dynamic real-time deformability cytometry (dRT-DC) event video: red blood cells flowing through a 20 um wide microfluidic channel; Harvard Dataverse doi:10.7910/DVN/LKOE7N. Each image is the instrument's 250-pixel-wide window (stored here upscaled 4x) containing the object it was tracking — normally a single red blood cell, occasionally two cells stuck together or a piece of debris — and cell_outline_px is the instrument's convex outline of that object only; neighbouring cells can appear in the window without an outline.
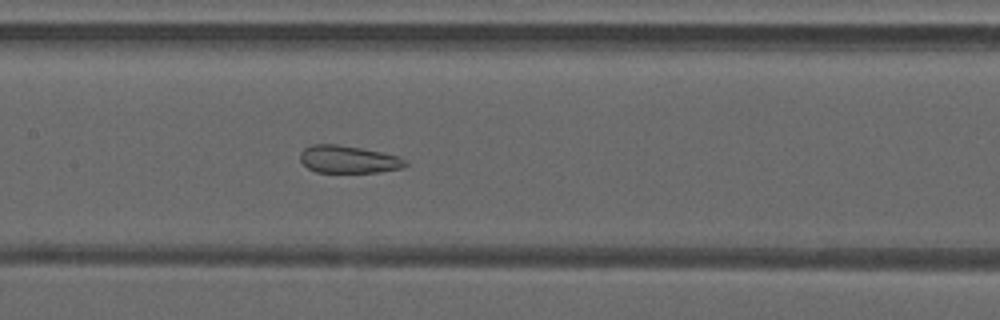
{"species": "common noctule bat (a hibernating species)", "species_latin": "Nyctalus noctula", "temperature_condition": "warm", "stored_images_in_passage": 38, "camera_frame_rate_fps": 3000, "um_per_image_px": 0.085, "animal": {"sex": "male", "forearm_length_mm": 52.5}, "frame": {"image": 1, "passage_image": 13, "time_ms": 4.0, "image_size_px": [1000, 320], "cell_outline_px": [[408, 164], [404, 168], [380, 172], [316, 172], [308, 168], [300, 160], [300, 152], [304, 148], [312, 144], [336, 144], [360, 148], [380, 152], [396, 156], [408, 160]], "centroid_in_image_um": [29.62, 13.55], "position_along_channel_um": 177.8, "area_um2": 16.88}}
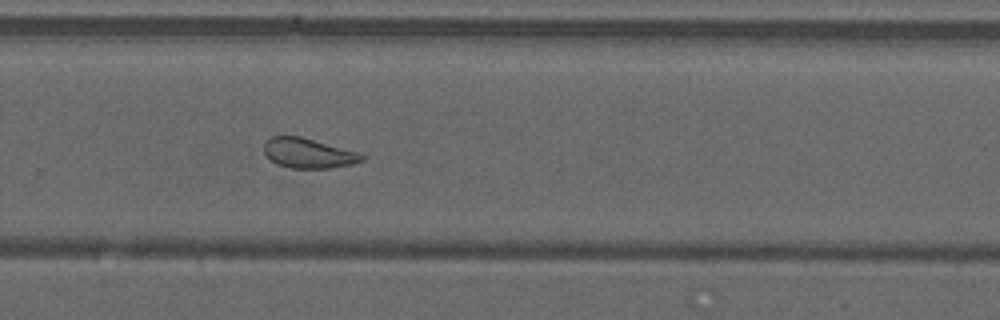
{"frame": {"image": 2, "passage_image": 22, "time_ms": 7.0, "image_size_px": [1000, 320], "cell_outline_px": [[364, 160], [352, 164], [328, 168], [292, 168], [276, 164], [264, 152], [264, 144], [272, 136], [300, 136], [356, 152], [364, 156]], "centroid_in_image_um": [26.18, 13.03], "position_along_channel_um": 303.6, "area_um2": 16.65}}
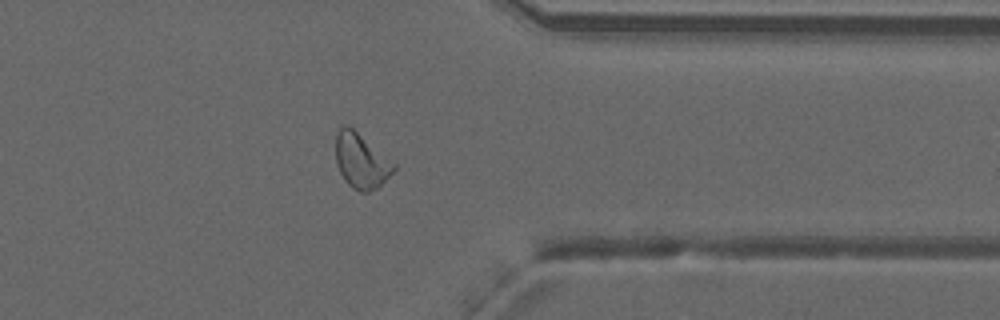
{"frame": {"image": 3, "passage_image": 28, "time_ms": 9.0, "image_size_px": [1000, 320], "cell_outline_px": [[396, 168], [376, 188], [368, 192], [360, 192], [352, 188], [344, 180], [340, 172], [336, 160], [336, 132], [344, 124], [348, 124], [396, 164]], "centroid_in_image_um": [30.67, 13.66], "position_along_channel_um": 380.7, "area_um2": 18.38}, "authors_computed_cell_mechanics": {"area_um2": 18.6116, "velocity_mm_per_s": 4.2115, "shape_relaxation_time_tau1_ms": null, "shape_relaxation_time_tau2_ms": 1.4419, "deformation_change_tau1": null, "deformation_change_tau2": 0.0873}}